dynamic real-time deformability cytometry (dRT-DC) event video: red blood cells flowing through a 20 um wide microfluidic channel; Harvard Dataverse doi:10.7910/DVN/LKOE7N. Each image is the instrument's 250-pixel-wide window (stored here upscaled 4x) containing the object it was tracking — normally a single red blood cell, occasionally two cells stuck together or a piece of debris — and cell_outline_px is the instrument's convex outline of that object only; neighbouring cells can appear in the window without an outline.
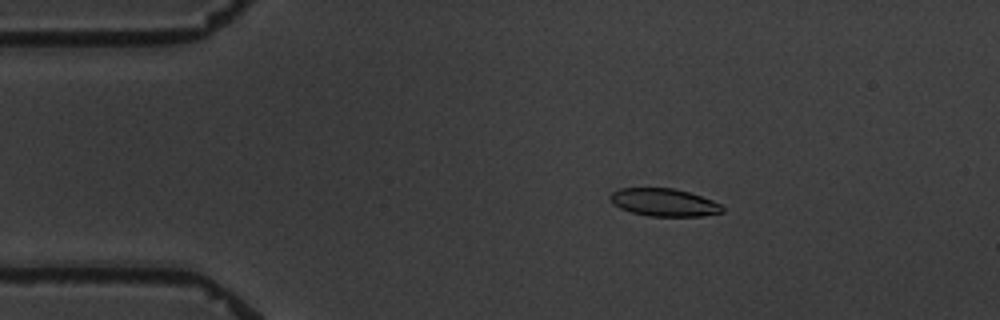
{"species": "common noctule bat (a hibernating species)", "species_latin": "Nyctalus noctula", "temperature_condition": "warm", "stored_images_in_passage": 6, "camera_frame_rate_fps": 3000, "um_per_image_px": 0.085, "animal": {"sex": "male", "body_mass_g": 19.5, "forearm_length_mm": 54.6}, "frame": {"image": 1, "passage_image": 3, "time_ms": 2.333, "image_size_px": [1000, 320], "cell_outline_px": [[724, 212], [704, 216], [648, 216], [632, 212], [620, 208], [612, 204], [608, 196], [612, 192], [620, 188], [672, 188], [688, 192], [712, 200], [720, 204], [724, 208]], "centroid_in_image_um": [56.42, 17.21], "position_along_channel_um": 28.6, "area_um2": 18.15}}
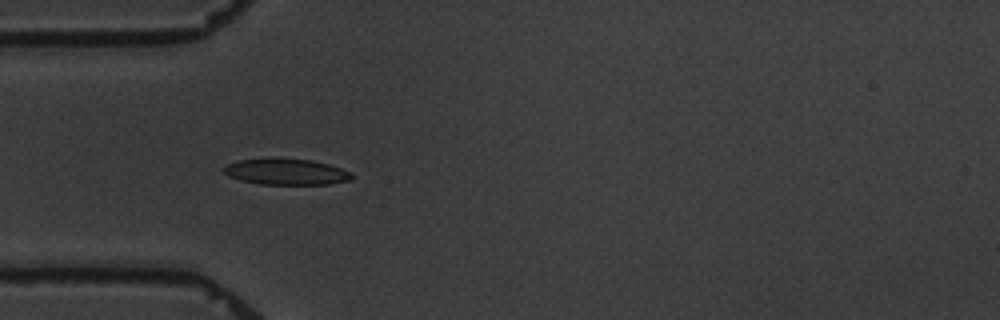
{"frame": {"image": 2, "passage_image": 5, "time_ms": 4.667, "image_size_px": [1000, 320], "cell_outline_px": [[352, 176], [348, 180], [328, 184], [260, 184], [240, 180], [228, 176], [224, 172], [224, 168], [228, 164], [236, 160], [312, 160], [328, 164], [352, 172]], "centroid_in_image_um": [24.33, 14.63], "position_along_channel_um": 60.7, "area_um2": 18.73}}
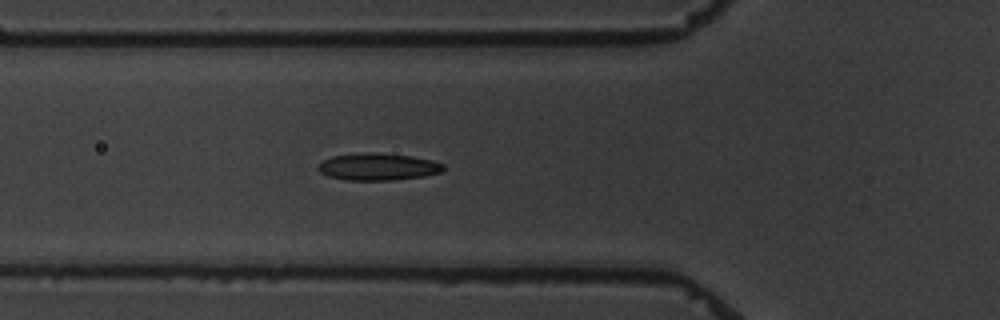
{"frame": {"image": 3, "passage_image": 6, "time_ms": 5.667, "image_size_px": [1000, 320], "cell_outline_px": [[444, 168], [440, 172], [424, 176], [392, 180], [344, 180], [328, 176], [320, 172], [316, 168], [324, 160], [332, 156], [364, 152], [376, 152], [412, 156], [432, 160], [444, 164]], "centroid_in_image_um": [32.12, 14.17], "position_along_channel_um": 93.7, "area_um2": 19.83}}